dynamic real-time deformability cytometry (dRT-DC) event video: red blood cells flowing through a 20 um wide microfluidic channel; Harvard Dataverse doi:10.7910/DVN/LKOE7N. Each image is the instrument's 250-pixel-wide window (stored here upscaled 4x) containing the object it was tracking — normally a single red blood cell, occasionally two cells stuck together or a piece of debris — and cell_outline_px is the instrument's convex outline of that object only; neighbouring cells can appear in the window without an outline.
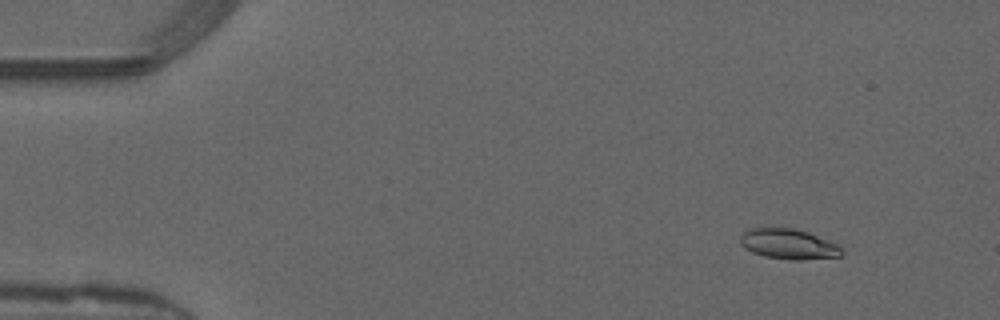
{"species": "common noctule bat (a hibernating species)", "species_latin": "Nyctalus noctula", "temperature_condition": "warm", "stored_images_in_passage": 49, "camera_frame_rate_fps": 3000, "um_per_image_px": 0.085, "animal": {"sex": "male", "forearm_length_mm": 52.5}, "frame": {"image": 1, "passage_image": 5, "time_ms": 1.333, "image_size_px": [1000, 320], "cell_outline_px": [[844, 252], [840, 256], [800, 260], [792, 260], [764, 256], [752, 252], [744, 248], [740, 244], [740, 236], [748, 228], [796, 228], [808, 232], [828, 240], [836, 244]], "centroid_in_image_um": [67.0, 20.74], "position_along_channel_um": 18.0, "area_um2": 17.86}}
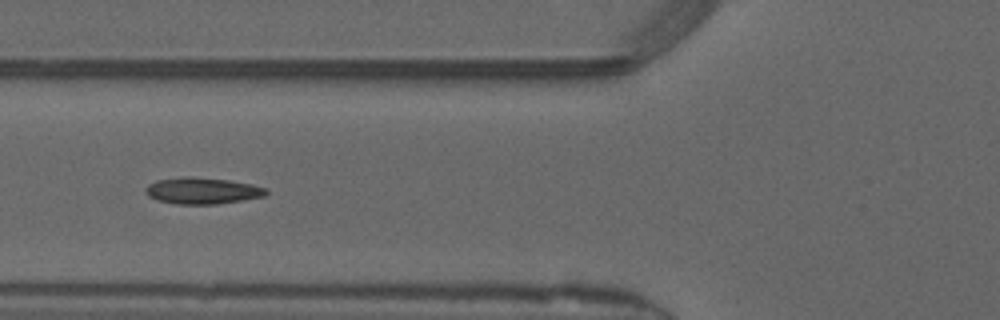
{"frame": {"image": 2, "passage_image": 19, "time_ms": 6.0, "image_size_px": [1000, 320], "cell_outline_px": [[268, 192], [264, 196], [244, 200], [216, 204], [176, 204], [156, 200], [148, 196], [144, 192], [144, 188], [148, 184], [156, 180], [184, 176], [192, 176], [228, 180], [252, 184], [268, 188]], "centroid_in_image_um": [17.17, 16.21], "position_along_channel_um": 108.6, "area_um2": 18.84}}
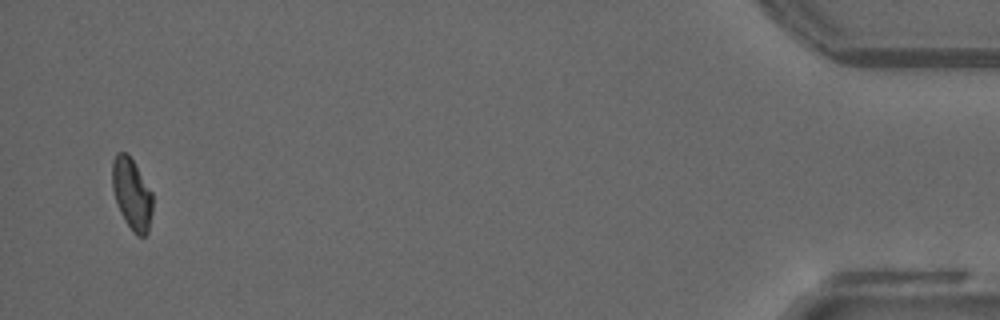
{"frame": {"image": 3, "passage_image": 48, "time_ms": 15.667, "image_size_px": [1000, 320], "cell_outline_px": [[152, 212], [148, 232], [144, 236], [136, 236], [132, 232], [124, 220], [120, 212], [112, 188], [112, 160], [116, 152], [128, 152], [152, 192]], "centroid_in_image_um": [11.19, 16.48], "position_along_channel_um": 424.0, "area_um2": 16.94}, "authors_computed_cell_mechanics": {"area_um2": 17.5712, "velocity_mm_per_s": 4.1409, "shape_relaxation_time_tau1_ms": 6.728, "shape_relaxation_time_tau2_ms": 2.1283, "deformation_change_tau1": 0.186, "deformation_change_tau2": 0.0813}}